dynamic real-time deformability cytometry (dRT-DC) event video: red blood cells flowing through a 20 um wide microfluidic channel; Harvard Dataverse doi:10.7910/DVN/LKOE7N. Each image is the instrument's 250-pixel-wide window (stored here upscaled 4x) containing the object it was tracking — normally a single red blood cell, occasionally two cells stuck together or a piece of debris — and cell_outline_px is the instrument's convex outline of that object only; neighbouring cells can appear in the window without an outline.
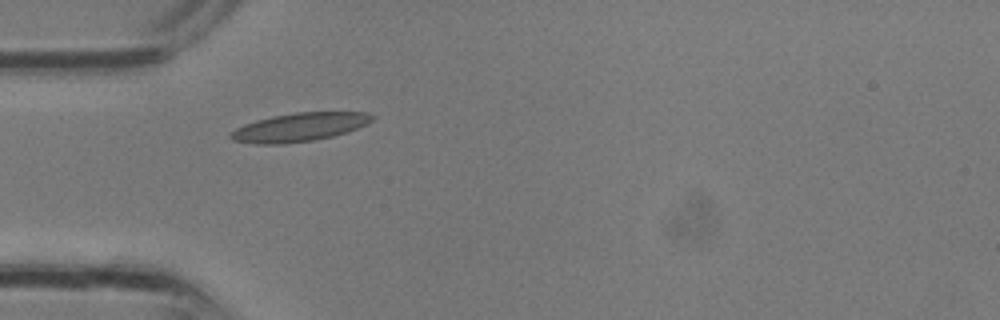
{"species": "common noctule bat (a hibernating species)", "species_latin": "Nyctalus noctula", "temperature_condition": "room temperature", "stored_images_in_passage": 2, "camera_frame_rate_fps": 3000, "um_per_image_px": 0.085, "animal": {"sex": "male", "body_mass_g": 13.3}, "frame": {"image": 1, "passage_image": 1, "time_ms": 0.0, "image_size_px": [1000, 320], "cell_outline_px": [[376, 116], [368, 124], [348, 132], [332, 136], [312, 140], [280, 144], [256, 144], [232, 140], [228, 136], [236, 128], [244, 124], [256, 120], [272, 116], [296, 112], [368, 112]], "centroid_in_image_um": [25.47, 10.8], "position_along_channel_um": 59.5, "area_um2": 23.52}}
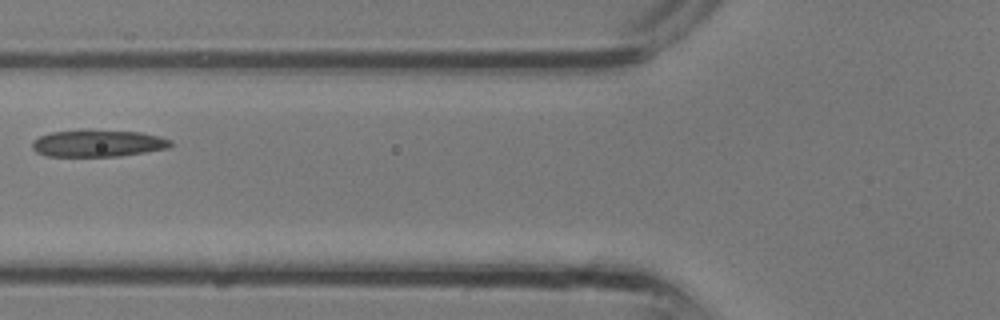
{"frame": {"image": 2, "passage_image": 2, "time_ms": 0.333, "image_size_px": [1000, 320], "cell_outline_px": [[172, 144], [168, 148], [120, 156], [44, 156], [36, 152], [32, 148], [32, 140], [40, 136], [52, 132], [84, 128], [140, 132], [160, 136], [172, 140]], "centroid_in_image_um": [8.3, 12.16], "position_along_channel_um": 117.5, "area_um2": 22.25}}